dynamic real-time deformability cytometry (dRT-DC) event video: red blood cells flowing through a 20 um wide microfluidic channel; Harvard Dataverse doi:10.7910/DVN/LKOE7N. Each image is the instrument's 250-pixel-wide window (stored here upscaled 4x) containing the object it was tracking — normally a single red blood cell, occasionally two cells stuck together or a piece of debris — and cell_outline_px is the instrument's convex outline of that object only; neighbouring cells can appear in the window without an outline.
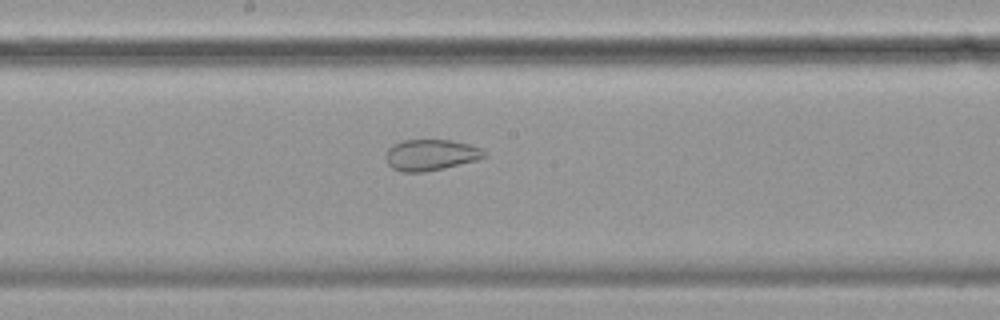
{"species": "common noctule bat (a hibernating species)", "species_latin": "Nyctalus noctula", "temperature_condition": "cold", "stored_images_in_passage": 57, "camera_frame_rate_fps": 3000, "um_per_image_px": 0.085, "animal": {"sex": "female", "body_mass_g": 19.9}, "frame": {"image": 1, "passage_image": 30, "time_ms": 9.667, "image_size_px": [1000, 320], "cell_outline_px": [[488, 156], [476, 160], [444, 168], [424, 172], [400, 172], [392, 168], [388, 164], [384, 156], [388, 148], [392, 144], [404, 140], [452, 140], [484, 148]], "centroid_in_image_um": [36.61, 13.17], "position_along_channel_um": 211.6, "area_um2": 18.09}}
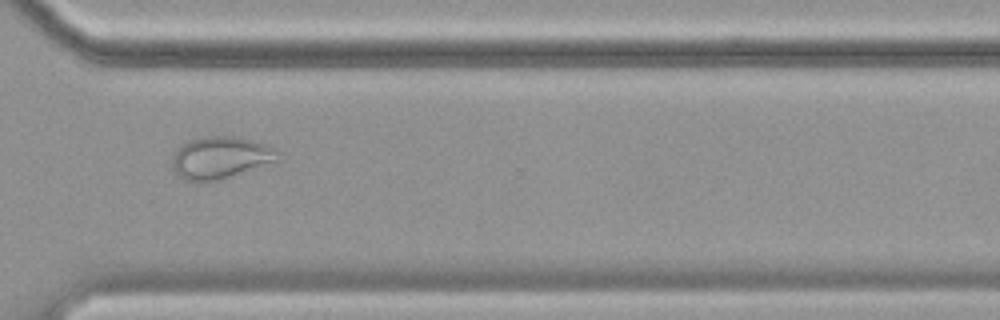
{"frame": {"image": 2, "passage_image": 42, "time_ms": 13.667, "image_size_px": [1000, 320], "cell_outline_px": [[276, 164], [220, 180], [184, 180], [172, 168], [172, 152], [180, 144], [192, 140], [208, 136], [236, 136], [252, 140], [276, 148]], "centroid_in_image_um": [18.76, 13.4], "position_along_channel_um": 351.8, "area_um2": 26.24}}
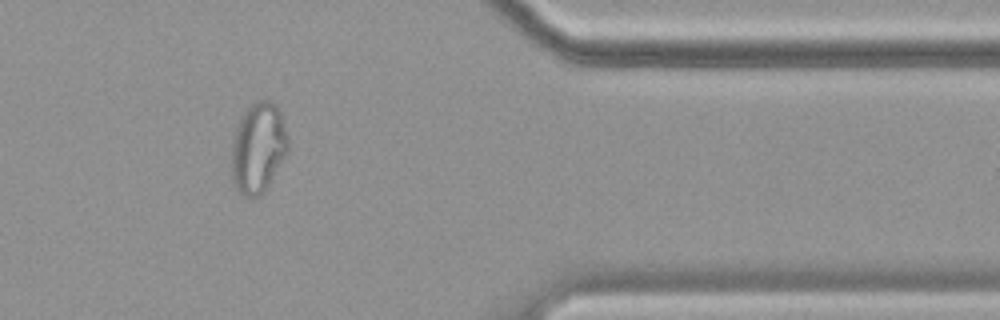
{"frame": {"image": 3, "passage_image": 47, "time_ms": 15.333, "image_size_px": [1000, 320], "cell_outline_px": [[288, 152], [264, 192], [260, 196], [252, 200], [244, 196], [232, 184], [232, 140], [236, 128], [244, 112], [256, 100], [268, 100], [276, 104], [280, 112], [288, 136]], "centroid_in_image_um": [21.95, 12.6], "position_along_channel_um": 389.5, "area_um2": 29.94}, "authors_computed_cell_mechanics": {"area_um2": 28.5532, "velocity_mm_per_s": 3.5047, "shape_relaxation_time_tau1_ms": null, "shape_relaxation_time_tau2_ms": 1.5052, "deformation_change_tau1": null, "deformation_change_tau2": 0.0606}}